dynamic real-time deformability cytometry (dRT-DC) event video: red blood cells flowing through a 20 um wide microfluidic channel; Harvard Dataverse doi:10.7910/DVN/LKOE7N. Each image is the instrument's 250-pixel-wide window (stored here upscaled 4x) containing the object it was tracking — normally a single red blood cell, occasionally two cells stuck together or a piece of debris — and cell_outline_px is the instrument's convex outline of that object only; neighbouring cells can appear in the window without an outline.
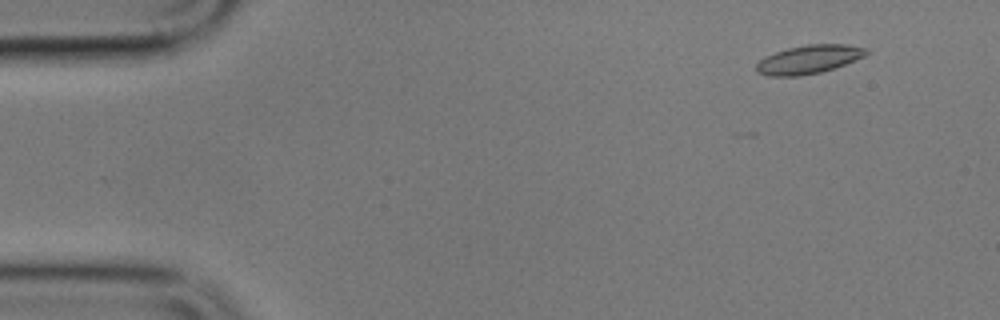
{"species": "common noctule bat (a hibernating species)", "species_latin": "Nyctalus noctula", "temperature_condition": "cold", "stored_images_in_passage": 4, "camera_frame_rate_fps": 3000, "um_per_image_px": 0.085, "animal": {"sex": "male", "body_mass_g": 17.9}, "frame": {"image": 1, "passage_image": 2, "time_ms": 1.0, "image_size_px": [1000, 320], "cell_outline_px": [[872, 52], [864, 56], [844, 64], [820, 72], [800, 76], [768, 76], [756, 72], [756, 64], [764, 56], [788, 48], [808, 44], [844, 44], [868, 48]], "centroid_in_image_um": [68.74, 5.04], "position_along_channel_um": 16.3, "area_um2": 18.26}}
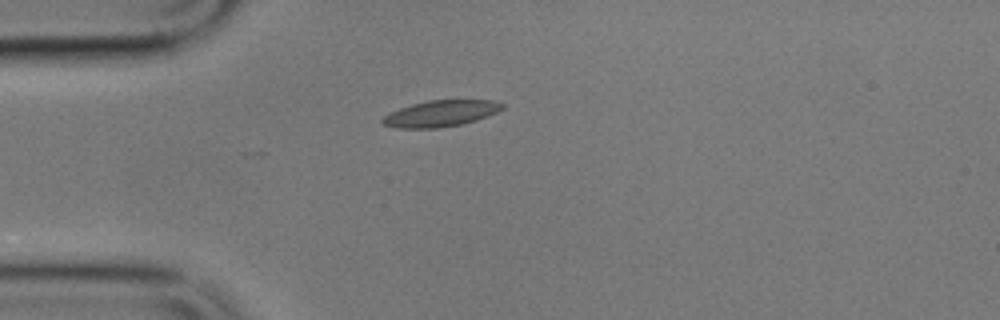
{"frame": {"image": 2, "passage_image": 4, "time_ms": 4.333, "image_size_px": [1000, 320], "cell_outline_px": [[504, 108], [488, 116], [476, 120], [460, 124], [440, 128], [396, 128], [384, 124], [380, 120], [384, 116], [400, 108], [412, 104], [428, 100], [492, 100], [504, 104]], "centroid_in_image_um": [37.47, 9.64], "position_along_channel_um": 47.5, "area_um2": 18.21}}